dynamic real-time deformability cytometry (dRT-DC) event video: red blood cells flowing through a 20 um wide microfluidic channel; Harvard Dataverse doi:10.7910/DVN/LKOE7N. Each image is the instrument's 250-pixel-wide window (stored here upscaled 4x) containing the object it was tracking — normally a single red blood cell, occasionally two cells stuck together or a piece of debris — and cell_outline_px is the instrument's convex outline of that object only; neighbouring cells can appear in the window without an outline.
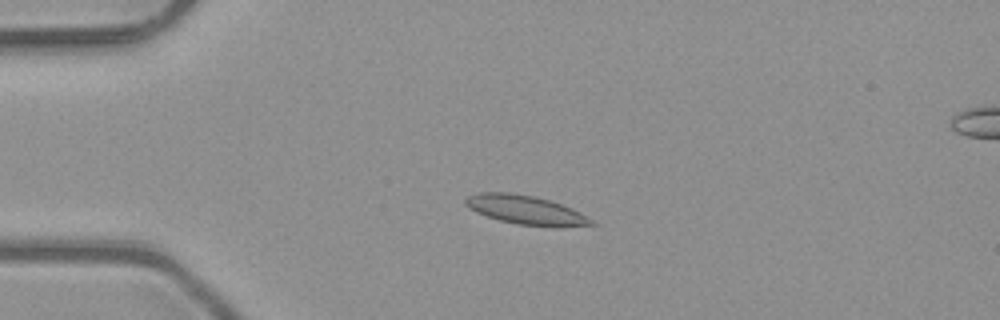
{"species": "common noctule bat (a hibernating species)", "species_latin": "Nyctalus noctula", "temperature_condition": "room temperature", "stored_images_in_passage": 4, "camera_frame_rate_fps": 3000, "um_per_image_px": 0.085, "animal": {"sex": "male", "body_mass_g": 23.1, "forearm_length_mm": 52.7}, "frame": {"image": 1, "passage_image": 3, "time_ms": 0.667, "image_size_px": [1000, 320], "cell_outline_px": [[600, 224], [560, 228], [552, 228], [516, 224], [500, 220], [476, 212], [468, 208], [464, 204], [464, 200], [468, 196], [476, 192], [508, 192], [532, 196], [548, 200], [560, 204]], "centroid_in_image_um": [44.65, 17.87], "position_along_channel_um": 40.3, "area_um2": 21.27}}